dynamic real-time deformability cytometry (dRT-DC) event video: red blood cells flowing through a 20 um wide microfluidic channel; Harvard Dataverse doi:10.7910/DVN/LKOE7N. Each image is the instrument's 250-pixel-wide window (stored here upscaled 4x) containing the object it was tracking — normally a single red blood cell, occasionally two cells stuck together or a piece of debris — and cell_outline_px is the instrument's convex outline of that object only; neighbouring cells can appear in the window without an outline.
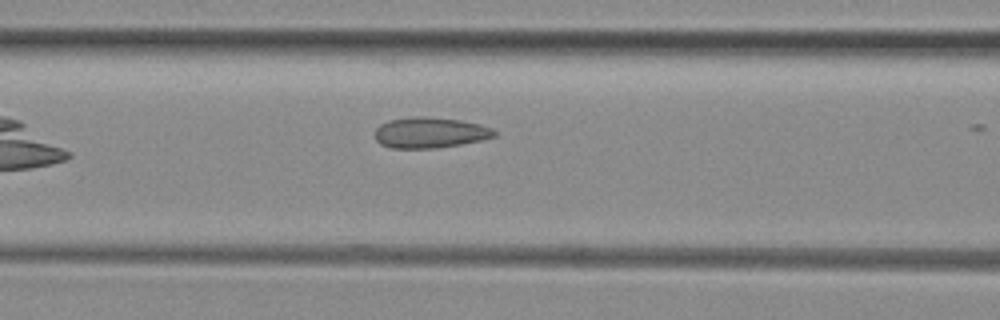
{"species": "common noctule bat (a hibernating species)", "species_latin": "Nyctalus noctula", "temperature_condition": "room temperature", "stored_images_in_passage": 12, "camera_frame_rate_fps": 3000, "um_per_image_px": 0.085, "animal": {"sex": "female", "body_mass_g": 29.2, "forearm_length_mm": 56.3}, "frame": {"image": 1, "passage_image": 5, "time_ms": 1.333, "image_size_px": [1000, 320], "cell_outline_px": [[496, 136], [480, 140], [460, 144], [436, 148], [392, 148], [380, 144], [376, 140], [376, 128], [380, 124], [388, 120], [412, 116], [424, 116], [460, 120], [480, 124], [492, 128], [496, 132]], "centroid_in_image_um": [36.53, 11.26], "position_along_channel_um": 130.1, "area_um2": 21.39}}
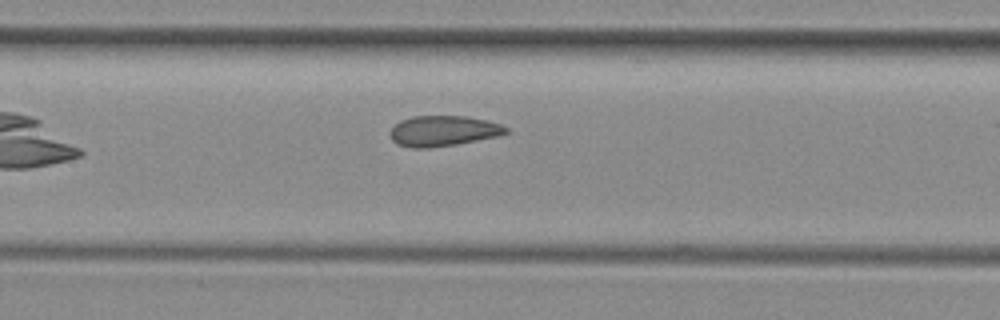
{"frame": {"image": 2, "passage_image": 8, "time_ms": 2.333, "image_size_px": [1000, 320], "cell_outline_px": [[508, 132], [496, 136], [456, 144], [428, 148], [412, 148], [396, 144], [392, 140], [392, 128], [400, 120], [412, 116], [468, 116], [500, 124], [508, 128]], "centroid_in_image_um": [37.65, 11.12], "position_along_channel_um": 169.7, "area_um2": 20.35}}
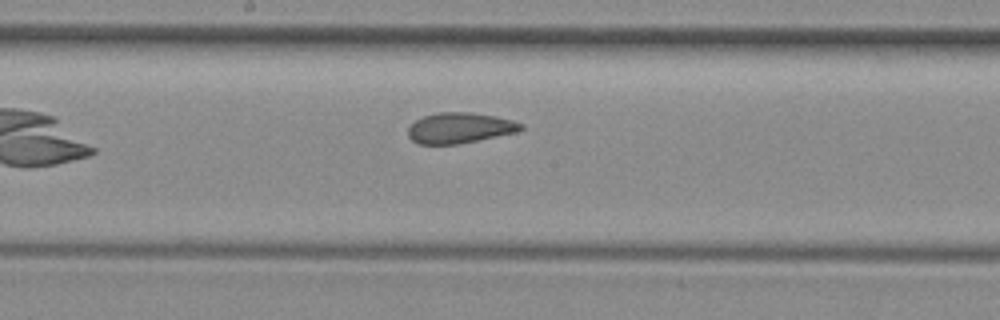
{"frame": {"image": 3, "passage_image": 11, "time_ms": 3.333, "image_size_px": [1000, 320], "cell_outline_px": [[524, 128], [520, 132], [460, 144], [420, 144], [412, 140], [408, 136], [408, 128], [416, 120], [424, 116], [440, 112], [472, 112], [496, 116], [512, 120], [524, 124]], "centroid_in_image_um": [39.14, 10.88], "position_along_channel_um": 209.1, "area_um2": 20.35}}